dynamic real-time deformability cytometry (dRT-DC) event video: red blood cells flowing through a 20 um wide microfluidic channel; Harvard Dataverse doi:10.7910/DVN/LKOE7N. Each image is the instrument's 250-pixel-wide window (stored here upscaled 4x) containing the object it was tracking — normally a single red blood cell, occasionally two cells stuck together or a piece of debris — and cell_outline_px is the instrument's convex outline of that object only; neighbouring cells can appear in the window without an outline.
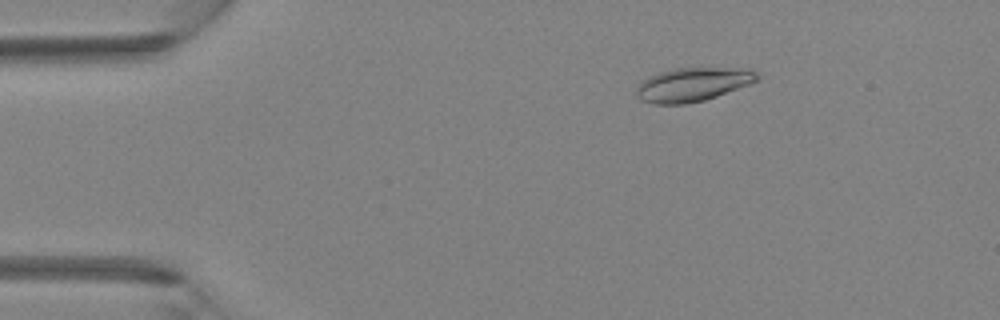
{"species": "Egyptian fruit bat (a non-hibernating species)", "species_latin": "Rousettus aegyptiacus", "temperature_condition": "room temperature", "stored_images_in_passage": 5, "camera_frame_rate_fps": 3000, "um_per_image_px": 0.085, "animal": {"sex": "female"}, "frame": {"image": 1, "passage_image": 3, "time_ms": 0.667, "image_size_px": [1000, 320], "cell_outline_px": [[760, 80], [716, 96], [704, 100], [684, 104], [652, 104], [640, 100], [636, 96], [636, 84], [640, 80], [648, 76], [660, 72], [676, 68], [724, 68], [756, 72], [760, 76]], "centroid_in_image_um": [58.77, 7.2], "position_along_channel_um": 26.2, "area_um2": 23.64}}
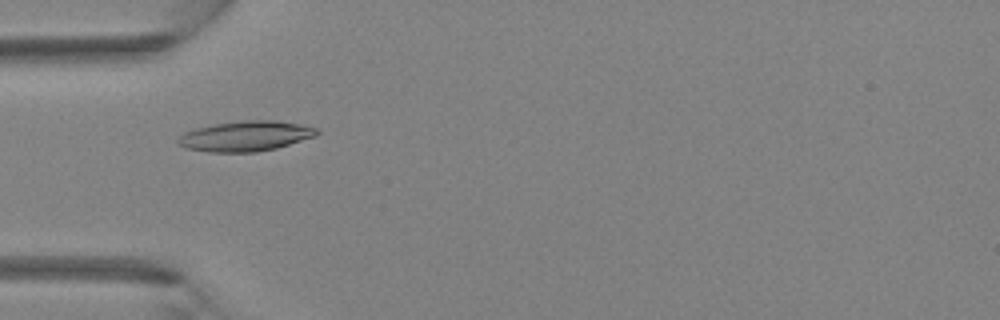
{"frame": {"image": 2, "passage_image": 5, "time_ms": 1.333, "image_size_px": [1000, 320], "cell_outline_px": [[320, 132], [316, 136], [276, 148], [256, 152], [208, 152], [184, 148], [176, 144], [176, 140], [184, 132], [196, 128], [216, 124], [244, 120], [276, 120], [304, 124], [316, 128]], "centroid_in_image_um": [20.87, 11.57], "position_along_channel_um": 64.1, "area_um2": 24.62}}